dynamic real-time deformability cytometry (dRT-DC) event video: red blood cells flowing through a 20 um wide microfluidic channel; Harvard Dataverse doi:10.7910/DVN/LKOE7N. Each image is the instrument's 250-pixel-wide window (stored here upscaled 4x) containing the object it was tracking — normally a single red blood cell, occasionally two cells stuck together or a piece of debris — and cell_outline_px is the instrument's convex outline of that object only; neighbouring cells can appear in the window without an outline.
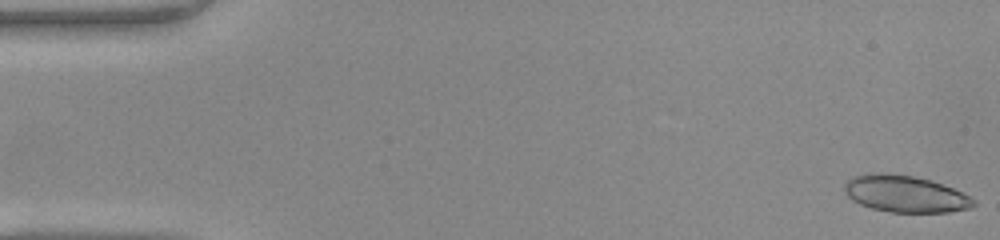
{"species": "common noctule bat (a hibernating species)", "species_latin": "Nyctalus noctula", "temperature_condition": "warm", "stored_images_in_passage": 49, "camera_frame_rate_fps": 3000, "um_per_image_px": 0.085, "animal": {"sex": "female", "body_mass_g": 22.0, "forearm_length_mm": 56.7}, "frame": {"image": 1, "passage_image": 1, "time_ms": 0.0, "image_size_px": [1000, 240], "cell_outline_px": [[976, 204], [972, 208], [948, 212], [892, 212], [872, 208], [860, 204], [852, 200], [848, 196], [844, 188], [844, 184], [852, 176], [876, 172], [880, 172], [912, 176], [932, 180], [952, 188], [976, 200]], "centroid_in_image_um": [76.94, 16.48], "position_along_channel_um": 8.1, "area_um2": 27.57}, "authors_computed_cell_mechanics": {"area_um2": 27.2238, "velocity_mm_per_s": 4.2146, "shape_relaxation_time_tau1_ms": 4.157, "shape_relaxation_time_tau2_ms": 0.695, "deformation_change_tau1": 0.1315, "deformation_change_tau2": 0.0511}}